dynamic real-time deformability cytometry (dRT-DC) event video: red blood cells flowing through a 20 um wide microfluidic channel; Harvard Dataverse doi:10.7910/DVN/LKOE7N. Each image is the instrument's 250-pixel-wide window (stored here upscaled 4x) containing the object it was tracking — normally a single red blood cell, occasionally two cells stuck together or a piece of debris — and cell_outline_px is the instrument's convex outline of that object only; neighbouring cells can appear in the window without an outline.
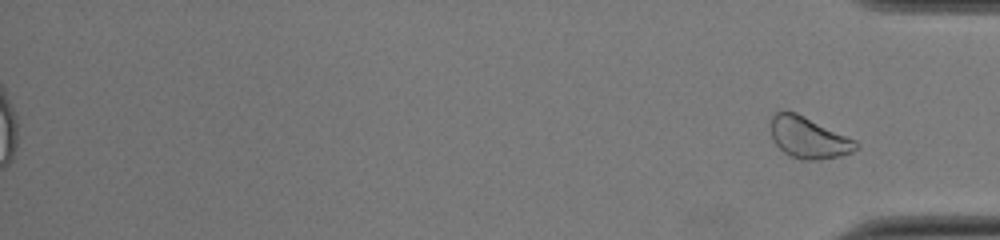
{"species": "common noctule bat (a hibernating species)", "species_latin": "Nyctalus noctula", "temperature_condition": "cold", "stored_images_in_passage": 51, "segment_of_instrument_passage": [3, 3], "camera_frame_rate_fps": 3000, "um_per_image_px": 0.085, "animal": {"sex": "female", "body_mass_g": 22.0, "forearm_length_mm": 56.7}, "frame": {"image": 1, "passage_image": 51, "time_ms": 16.667, "image_size_px": [1000, 240], "cell_outline_px": [[860, 148], [852, 152], [840, 156], [820, 160], [800, 160], [784, 152], [776, 144], [772, 136], [772, 116], [776, 112], [796, 112], [856, 140], [860, 144]], "centroid_in_image_um": [68.79, 11.72], "position_along_channel_um": 366.4, "area_um2": 20.4}}